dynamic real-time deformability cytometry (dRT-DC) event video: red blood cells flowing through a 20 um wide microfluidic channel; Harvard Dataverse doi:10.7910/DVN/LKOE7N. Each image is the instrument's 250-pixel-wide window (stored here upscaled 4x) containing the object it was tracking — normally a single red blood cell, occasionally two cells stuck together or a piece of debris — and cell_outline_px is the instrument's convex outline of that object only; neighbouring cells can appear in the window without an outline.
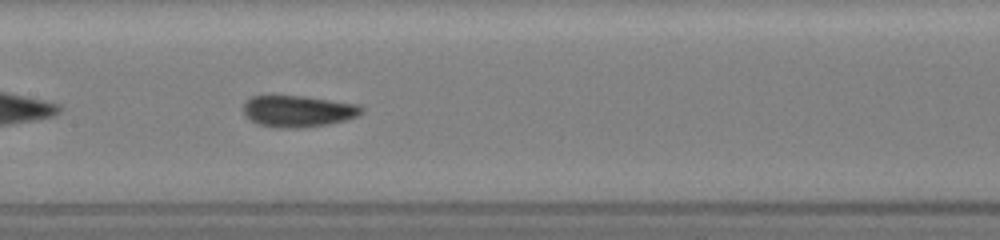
{"species": "common noctule bat (a hibernating species)", "species_latin": "Nyctalus noctula", "temperature_condition": "room temperature", "stored_images_in_passage": 36, "camera_frame_rate_fps": 3000, "um_per_image_px": 0.085, "animal": {"sex": "female", "body_mass_g": 19.5, "forearm_length_mm": 54.1}, "frame": {"image": 1, "passage_image": 11, "time_ms": 3.333, "image_size_px": [1000, 240], "cell_outline_px": [[364, 112], [356, 116], [344, 120], [328, 124], [300, 128], [280, 128], [256, 124], [244, 112], [244, 104], [252, 96], [300, 96], [360, 104], [364, 108]], "centroid_in_image_um": [25.37, 9.46], "position_along_channel_um": 182.0, "area_um2": 21.5}}
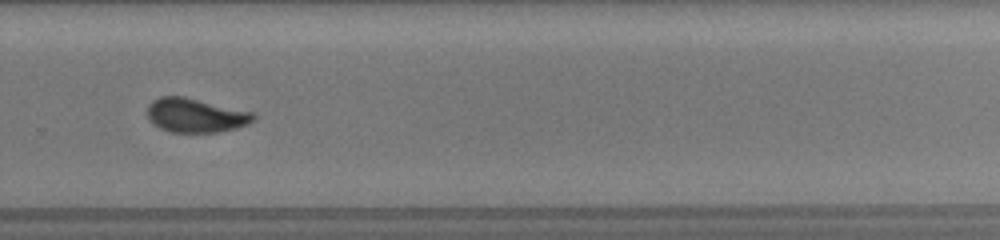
{"frame": {"image": 2, "passage_image": 21, "time_ms": 6.667, "image_size_px": [1000, 240], "cell_outline_px": [[256, 120], [248, 124], [236, 128], [216, 132], [172, 132], [160, 128], [152, 124], [148, 116], [148, 104], [152, 100], [160, 96], [180, 96], [256, 112]], "centroid_in_image_um": [16.65, 9.8], "position_along_channel_um": 313.1, "area_um2": 21.15}}
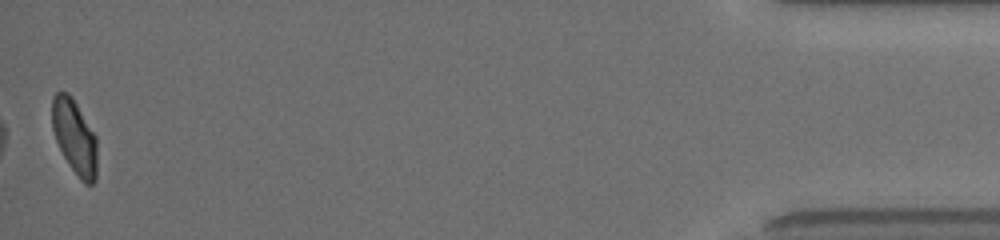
{"frame": {"image": 3, "passage_image": 36, "time_ms": 11.667, "image_size_px": [1000, 240], "cell_outline_px": [[96, 180], [92, 184], [84, 184], [80, 180], [68, 164], [56, 140], [52, 128], [52, 96], [56, 92], [68, 92], [72, 96], [96, 136]], "centroid_in_image_um": [6.33, 11.63], "position_along_channel_um": 428.9, "area_um2": 19.59}, "authors_computed_cell_mechanics": {"area_um2": 20.9525, "velocity_mm_per_s": 3.9556, "shape_relaxation_time_tau1_ms": 9.763, "shape_relaxation_time_tau2_ms": 1.0011, "deformation_change_tau1": 0.2318, "deformation_change_tau2": 0.0551}}